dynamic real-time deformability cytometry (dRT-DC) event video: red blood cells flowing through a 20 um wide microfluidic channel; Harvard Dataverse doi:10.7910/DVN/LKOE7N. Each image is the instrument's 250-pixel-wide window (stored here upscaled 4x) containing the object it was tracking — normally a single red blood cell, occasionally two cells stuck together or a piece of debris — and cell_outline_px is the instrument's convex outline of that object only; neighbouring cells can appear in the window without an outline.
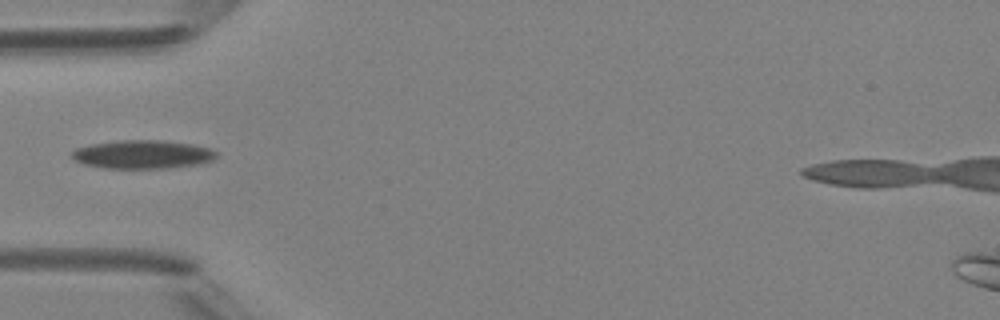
{"species": "Egyptian fruit bat (a non-hibernating species)", "species_latin": "Rousettus aegyptiacus", "temperature_condition": "room temperature", "stored_images_in_passage": 6, "camera_frame_rate_fps": 3000, "um_per_image_px": 0.085, "animal": {"sex": "female"}, "frame": {"image": 1, "passage_image": 5, "time_ms": 5.667, "image_size_px": [1000, 320], "cell_outline_px": [[216, 156], [212, 160], [196, 164], [168, 168], [100, 168], [84, 164], [76, 160], [72, 156], [72, 152], [76, 148], [92, 144], [116, 140], [164, 140], [192, 144], [208, 148], [216, 152]], "centroid_in_image_um": [12.09, 13.12], "position_along_channel_um": 72.9, "area_um2": 23.87}}
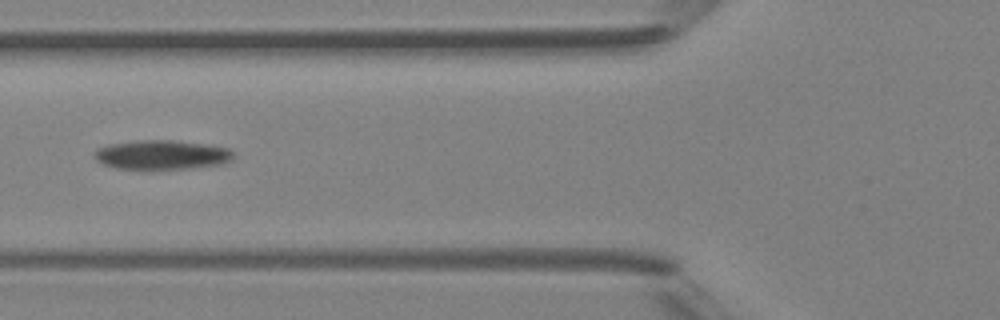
{"frame": {"image": 2, "passage_image": 6, "time_ms": 6.667, "image_size_px": [1000, 320], "cell_outline_px": [[232, 160], [220, 164], [152, 172], [116, 168], [104, 164], [96, 160], [92, 152], [96, 148], [108, 144], [140, 140], [172, 140], [204, 144], [228, 148], [232, 152]], "centroid_in_image_um": [13.65, 13.19], "position_along_channel_um": 112.1, "area_um2": 24.39}}